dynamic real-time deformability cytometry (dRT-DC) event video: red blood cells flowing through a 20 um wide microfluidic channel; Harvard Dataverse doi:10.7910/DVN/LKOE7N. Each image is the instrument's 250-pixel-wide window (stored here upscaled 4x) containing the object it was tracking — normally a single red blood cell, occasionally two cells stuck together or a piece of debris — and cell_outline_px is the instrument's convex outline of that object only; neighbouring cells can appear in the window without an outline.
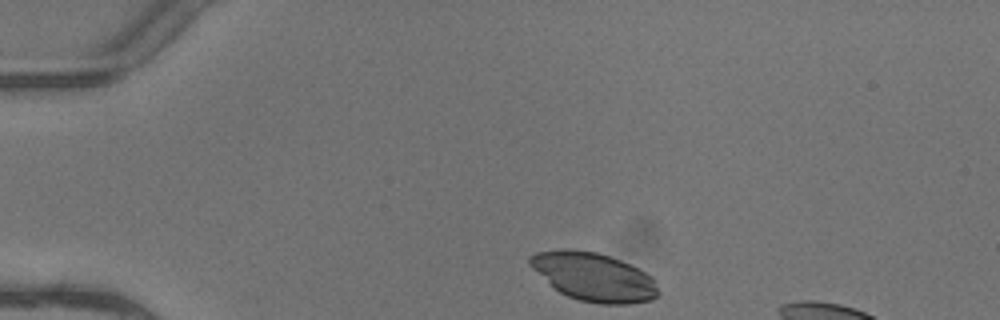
{"species": "common noctule bat (a hibernating species)", "species_latin": "Nyctalus noctula", "temperature_condition": "warm", "stored_images_in_passage": 3, "camera_frame_rate_fps": 3000, "um_per_image_px": 0.085, "animal": {"sex": "female"}, "frame": {"image": 1, "passage_image": 1, "time_ms": 0.0, "image_size_px": [1000, 320], "cell_outline_px": [[660, 292], [652, 300], [632, 304], [600, 304], [580, 300], [568, 296], [560, 292], [532, 268], [528, 264], [528, 256], [536, 252], [564, 248], [572, 248], [596, 252], [620, 260], [652, 276], [656, 280]], "centroid_in_image_um": [50.48, 23.53], "position_along_channel_um": 34.5, "area_um2": 36.24}}